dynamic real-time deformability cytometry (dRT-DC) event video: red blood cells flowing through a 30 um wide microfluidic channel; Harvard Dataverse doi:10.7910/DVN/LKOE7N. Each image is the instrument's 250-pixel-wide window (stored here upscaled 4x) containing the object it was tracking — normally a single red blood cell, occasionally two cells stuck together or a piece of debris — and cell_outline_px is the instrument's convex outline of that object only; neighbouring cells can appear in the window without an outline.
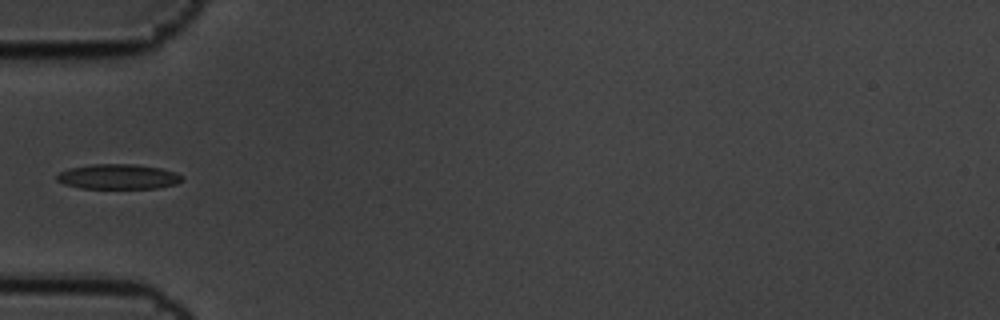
{"species": "common noctule bat (a hibernating species)", "species_latin": "Nyctalus noctula", "temperature_condition": "cold", "stored_images_in_passage": 6, "camera_frame_rate_fps": 3000, "um_per_image_px": 0.085, "animal": {"sex": "male", "body_mass_g": 19.5, "forearm_length_mm": 54.6}, "frame": {"image": 1, "passage_image": 6, "time_ms": 1.667, "image_size_px": [1000, 320], "cell_outline_px": [[184, 180], [176, 184], [156, 188], [80, 188], [64, 184], [56, 180], [56, 176], [60, 172], [68, 168], [92, 164], [136, 164], [160, 168], [184, 176]], "centroid_in_image_um": [10.03, 15.01], "position_along_channel_um": 75.0, "area_um2": 18.26}}